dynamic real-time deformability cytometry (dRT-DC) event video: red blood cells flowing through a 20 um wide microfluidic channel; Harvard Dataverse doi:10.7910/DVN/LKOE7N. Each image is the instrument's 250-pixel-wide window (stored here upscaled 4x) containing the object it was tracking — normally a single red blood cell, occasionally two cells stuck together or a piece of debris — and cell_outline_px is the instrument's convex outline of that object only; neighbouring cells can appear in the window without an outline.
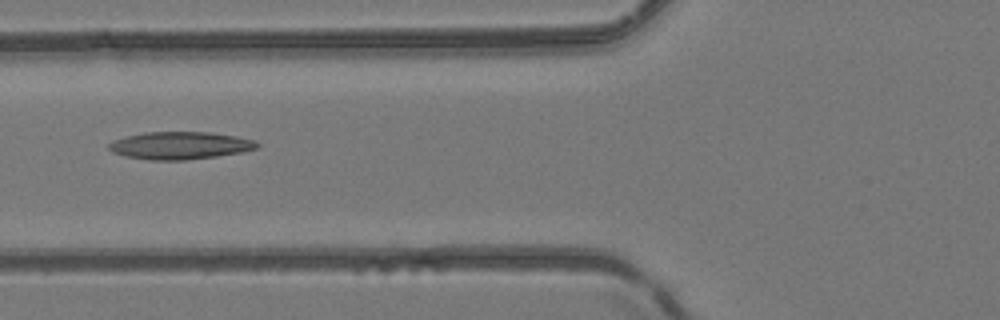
{"species": "common noctule bat (a hibernating species)", "species_latin": "Nyctalus noctula", "temperature_condition": "room temperature", "stored_images_in_passage": 42, "camera_frame_rate_fps": 3000, "um_per_image_px": 0.085, "animal": {"sex": "female", "body_mass_g": 24.6, "forearm_length_mm": 56.2}, "frame": {"image": 1, "passage_image": 12, "time_ms": 3.667, "image_size_px": [1000, 320], "cell_outline_px": [[260, 144], [256, 148], [244, 152], [216, 156], [184, 160], [152, 160], [124, 156], [112, 152], [108, 148], [108, 144], [112, 140], [144, 132], [212, 132], [236, 136], [256, 140]], "centroid_in_image_um": [15.31, 12.36], "position_along_channel_um": 110.5, "area_um2": 23.87}}
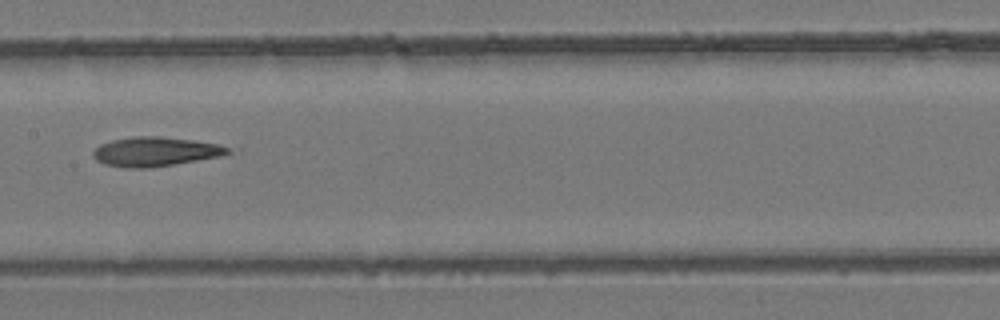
{"frame": {"image": 2, "passage_image": 18, "time_ms": 5.667, "image_size_px": [1000, 320], "cell_outline_px": [[232, 152], [220, 156], [148, 168], [124, 168], [104, 164], [96, 160], [92, 156], [92, 152], [100, 144], [112, 140], [136, 136], [160, 136], [192, 140], [220, 144], [228, 148]], "centroid_in_image_um": [13.15, 12.89], "position_along_channel_um": 194.2, "area_um2": 22.89}}
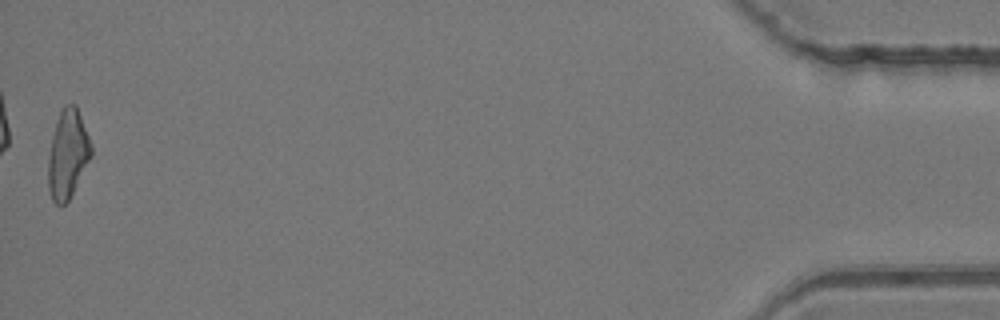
{"frame": {"image": 3, "passage_image": 42, "time_ms": 13.667, "image_size_px": [1000, 320], "cell_outline_px": [[92, 156], [68, 200], [64, 204], [56, 204], [52, 200], [48, 188], [48, 160], [52, 136], [56, 120], [60, 108], [64, 104], [76, 104], [92, 144]], "centroid_in_image_um": [5.76, 13.05], "position_along_channel_um": 429.4, "area_um2": 22.25}, "authors_computed_cell_mechanics": {"area_um2": 22.542, "velocity_mm_per_s": 4.1752, "shape_relaxation_time_tau1_ms": null, "shape_relaxation_time_tau2_ms": 6.8265, "deformation_change_tau1": null, "deformation_change_tau2": 0.2048}}